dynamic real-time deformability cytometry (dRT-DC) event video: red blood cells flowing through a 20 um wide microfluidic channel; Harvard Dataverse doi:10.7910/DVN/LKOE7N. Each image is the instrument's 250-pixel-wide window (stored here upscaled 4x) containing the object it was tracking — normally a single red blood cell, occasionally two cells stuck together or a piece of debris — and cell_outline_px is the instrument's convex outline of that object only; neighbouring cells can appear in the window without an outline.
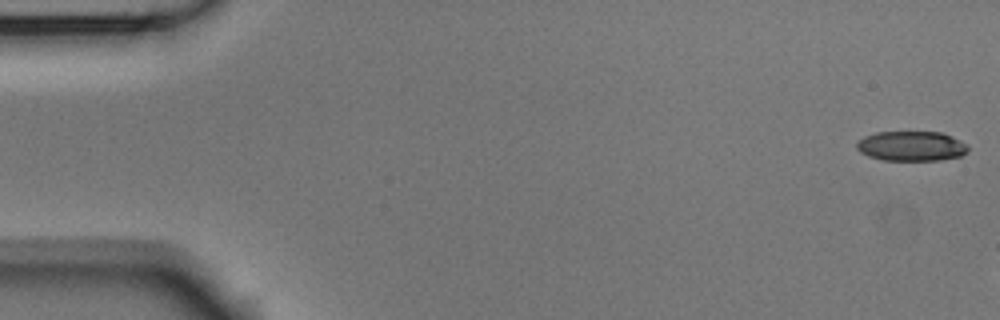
{"species": "Egyptian fruit bat (a non-hibernating species)", "species_latin": "Rousettus aegyptiacus", "temperature_condition": "room temperature", "stored_images_in_passage": 2, "camera_frame_rate_fps": 3000, "um_per_image_px": 0.085, "animal": {"sex": "male"}, "frame": {"image": 1, "passage_image": 1, "time_ms": 0.0, "image_size_px": [1000, 320], "cell_outline_px": [[968, 152], [960, 156], [940, 160], [884, 160], [868, 156], [860, 152], [856, 148], [856, 144], [864, 136], [876, 132], [944, 132], [968, 144]], "centroid_in_image_um": [77.49, 12.41], "position_along_channel_um": 7.5, "area_um2": 19.48}}